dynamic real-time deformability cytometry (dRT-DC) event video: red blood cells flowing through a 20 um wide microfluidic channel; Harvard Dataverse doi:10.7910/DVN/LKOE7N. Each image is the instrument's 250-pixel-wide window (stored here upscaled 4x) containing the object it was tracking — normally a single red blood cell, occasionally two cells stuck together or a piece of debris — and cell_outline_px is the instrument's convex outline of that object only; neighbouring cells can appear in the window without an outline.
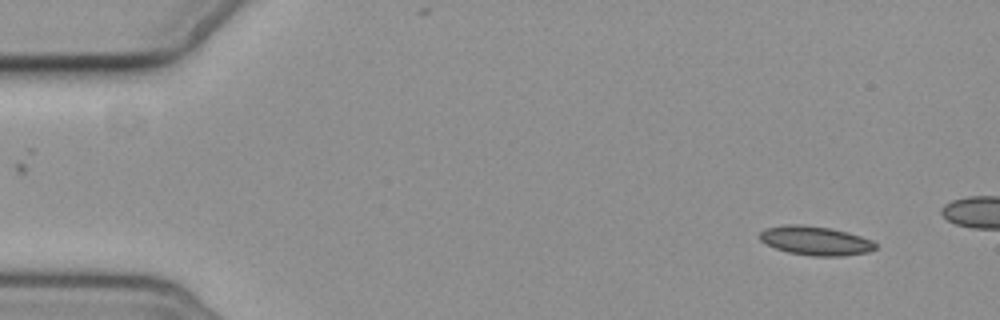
{"species": "common noctule bat (a hibernating species)", "species_latin": "Nyctalus noctula", "temperature_condition": "cold", "stored_images_in_passage": 6, "camera_frame_rate_fps": 3000, "um_per_image_px": 0.085, "animal": {"sex": "female", "body_mass_g": 19.3, "forearm_length_mm": 54.1}, "frame": {"image": 1, "passage_image": 2, "time_ms": 1.333, "image_size_px": [1000, 320], "cell_outline_px": [[876, 248], [868, 252], [844, 256], [812, 256], [788, 252], [776, 248], [760, 240], [760, 232], [764, 228], [784, 224], [804, 224], [828, 228], [848, 232], [872, 240], [876, 244]], "centroid_in_image_um": [69.31, 20.45], "position_along_channel_um": 15.7, "area_um2": 19.59}}